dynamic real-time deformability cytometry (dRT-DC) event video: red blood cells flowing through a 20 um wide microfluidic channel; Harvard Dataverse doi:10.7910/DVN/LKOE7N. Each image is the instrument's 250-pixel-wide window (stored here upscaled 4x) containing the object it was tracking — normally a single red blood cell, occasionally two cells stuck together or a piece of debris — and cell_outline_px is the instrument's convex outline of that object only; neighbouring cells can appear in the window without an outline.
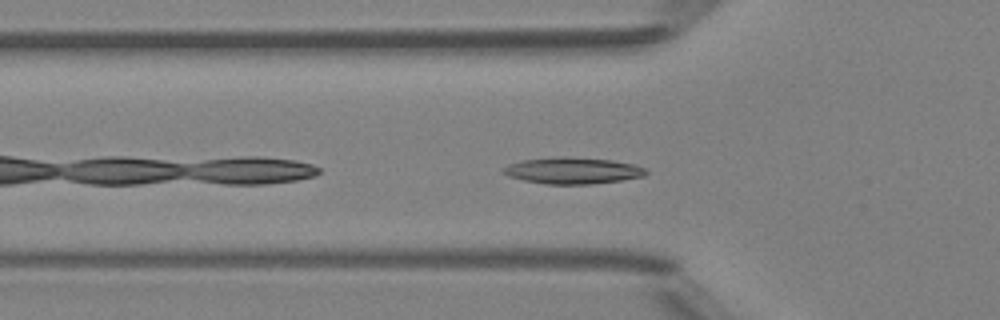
{"species": "Egyptian fruit bat (a non-hibernating species)", "species_latin": "Rousettus aegyptiacus", "temperature_condition": "room temperature", "stored_images_in_passage": 37, "camera_frame_rate_fps": 3000, "um_per_image_px": 0.085, "animal": {"sex": "female"}, "frame": {"image": 1, "passage_image": 3, "time_ms": 0.667, "image_size_px": [1000, 320], "cell_outline_px": [[648, 172], [644, 176], [620, 180], [592, 184], [544, 184], [524, 180], [508, 176], [500, 172], [508, 164], [524, 160], [560, 156], [568, 156], [612, 160], [632, 164], [644, 168]], "centroid_in_image_um": [48.65, 14.5], "position_along_channel_um": 77.2, "area_um2": 21.96}}
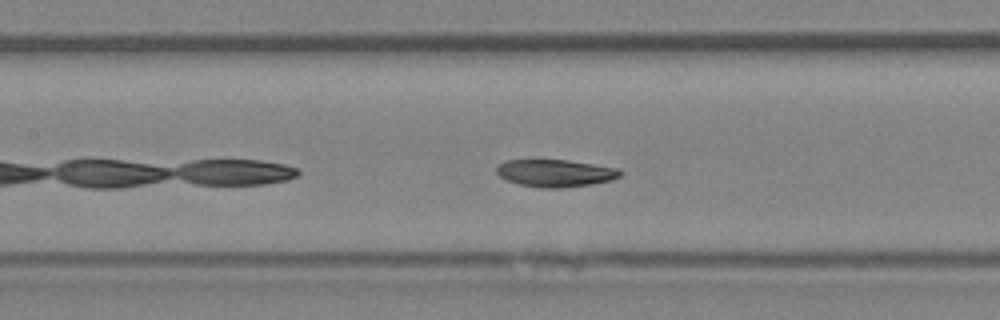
{"frame": {"image": 2, "passage_image": 9, "time_ms": 2.667, "image_size_px": [1000, 320], "cell_outline_px": [[624, 172], [620, 176], [612, 180], [592, 184], [564, 188], [540, 188], [520, 184], [508, 180], [500, 176], [496, 172], [496, 168], [504, 160], [568, 160], [620, 168]], "centroid_in_image_um": [47.25, 14.71], "position_along_channel_um": 160.1, "area_um2": 19.83}}
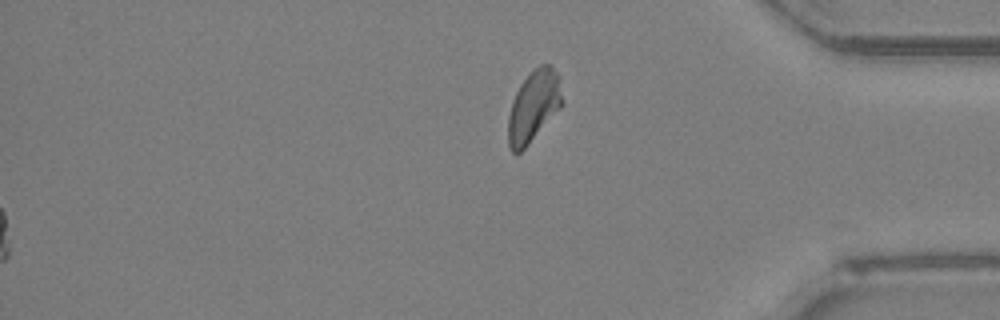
{"frame": {"image": 3, "passage_image": 37, "time_ms": 12.0, "image_size_px": [1000, 320], "cell_outline_px": [[564, 104], [528, 144], [520, 152], [512, 152], [508, 144], [508, 116], [512, 100], [520, 84], [540, 64], [548, 64], [560, 76]], "centroid_in_image_um": [45.37, 9.02], "position_along_channel_um": 389.8, "area_um2": 22.37}, "authors_computed_cell_mechanics": {"area_um2": 20.0566, "velocity_mm_per_s": 4.1604, "shape_relaxation_time_tau1_ms": 3.5337, "shape_relaxation_time_tau2_ms": 5.5977, "deformation_change_tau1": 0.1177, "deformation_change_tau2": 0.1241}}